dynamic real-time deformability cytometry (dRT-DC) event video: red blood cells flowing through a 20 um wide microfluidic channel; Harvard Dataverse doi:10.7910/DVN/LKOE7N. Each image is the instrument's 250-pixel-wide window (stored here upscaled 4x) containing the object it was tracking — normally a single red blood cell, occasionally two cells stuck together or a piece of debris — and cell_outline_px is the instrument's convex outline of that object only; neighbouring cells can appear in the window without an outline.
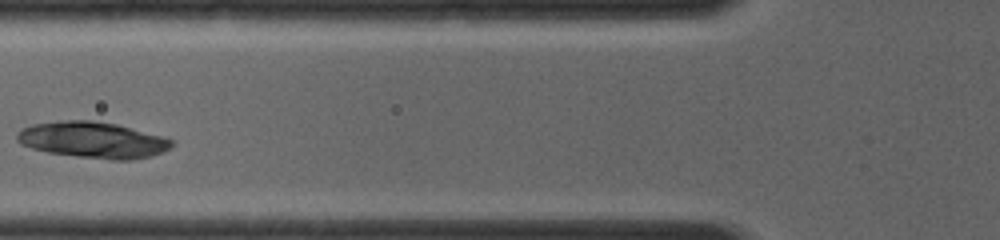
{"species": "common noctule bat (a hibernating species)", "species_latin": "Nyctalus noctula", "temperature_condition": "room temperature", "stored_images_in_passage": 3, "camera_frame_rate_fps": 4000, "um_per_image_px": 0.085, "animal": {"sex": "female", "body_mass_g": 19.0, "forearm_length_mm": 56.7}, "frame": {"image": 1, "passage_image": 3, "time_ms": 2.0, "image_size_px": [1000, 240], "cell_outline_px": [[172, 144], [168, 148], [160, 152], [148, 156], [132, 160], [112, 160], [48, 152], [32, 148], [16, 140], [16, 136], [24, 128], [32, 124], [68, 120], [92, 120], [116, 124], [172, 140]], "centroid_in_image_um": [7.85, 11.89], "position_along_channel_um": 117.9, "area_um2": 31.73}}